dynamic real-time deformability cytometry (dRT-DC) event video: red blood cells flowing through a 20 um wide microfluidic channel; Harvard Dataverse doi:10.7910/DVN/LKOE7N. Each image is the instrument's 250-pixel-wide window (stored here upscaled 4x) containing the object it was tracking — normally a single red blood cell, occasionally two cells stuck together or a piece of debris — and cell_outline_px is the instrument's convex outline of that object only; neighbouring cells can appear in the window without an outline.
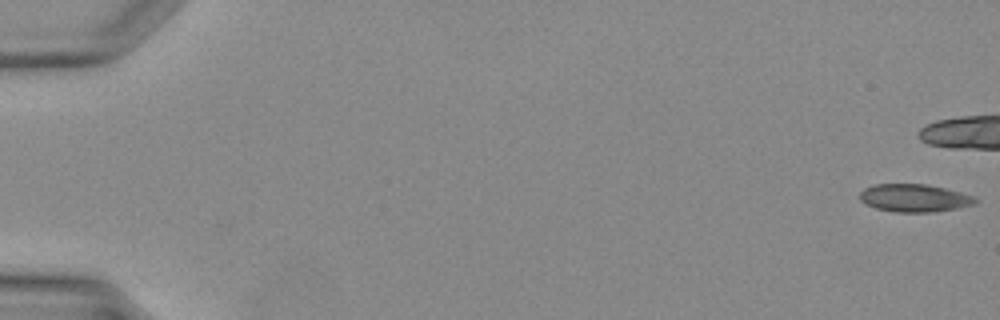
{"species": "Egyptian fruit bat (a non-hibernating species)", "species_latin": "Rousettus aegyptiacus", "temperature_condition": "warm", "stored_images_in_passage": 33, "camera_frame_rate_fps": 3000, "um_per_image_px": 0.085, "animal": {"sex": "female"}, "frame": {"image": 1, "passage_image": 1, "time_ms": 0.0, "image_size_px": [1000, 320], "cell_outline_px": [[980, 200], [972, 204], [956, 208], [932, 212], [892, 212], [876, 208], [860, 200], [860, 192], [864, 188], [876, 184], [924, 184], [944, 188], [960, 192], [972, 196]], "centroid_in_image_um": [77.7, 16.83], "position_along_channel_um": 7.3, "area_um2": 18.5}}
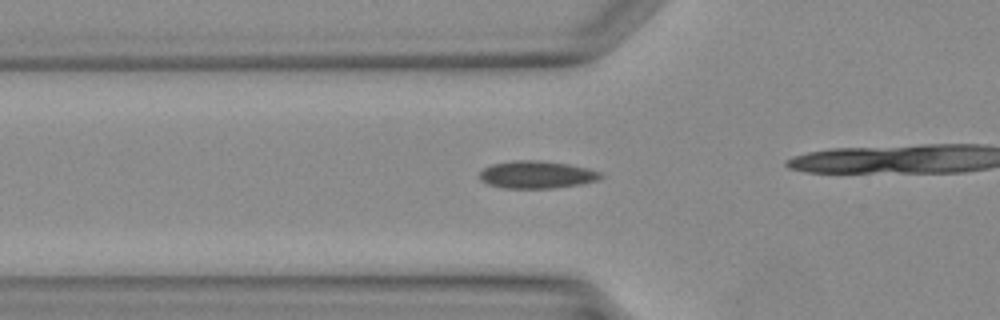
{"frame": {"image": 2, "passage_image": 15, "time_ms": 4.667, "image_size_px": [1000, 320], "cell_outline_px": [[604, 176], [596, 180], [580, 184], [552, 188], [504, 188], [488, 184], [480, 180], [480, 172], [484, 168], [492, 164], [516, 160], [540, 160], [568, 164], [600, 172]], "centroid_in_image_um": [45.59, 14.84], "position_along_channel_um": 80.2, "area_um2": 19.19}}